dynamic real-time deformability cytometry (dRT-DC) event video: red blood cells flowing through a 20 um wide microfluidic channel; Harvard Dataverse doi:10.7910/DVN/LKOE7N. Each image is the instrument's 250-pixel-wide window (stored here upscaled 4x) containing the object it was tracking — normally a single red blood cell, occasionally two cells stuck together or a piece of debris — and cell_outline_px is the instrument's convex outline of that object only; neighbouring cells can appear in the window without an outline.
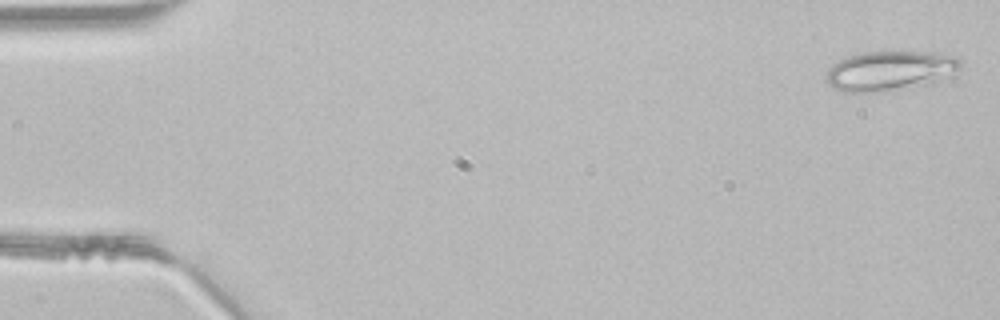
{"species": "common noctule bat (a hibernating species)", "species_latin": "Nyctalus noctula", "temperature_condition": "room temperature", "stored_images_in_passage": 46, "camera_frame_rate_fps": 3000, "um_per_image_px": 0.085, "animal": {"sex": "male", "body_mass_g": 21.5, "forearm_length_mm": 52.0}, "frame": {"image": 1, "passage_image": 1, "time_ms": 0.0, "image_size_px": [1000, 320], "cell_outline_px": [[960, 68], [952, 76], [880, 92], [844, 92], [832, 88], [824, 80], [824, 76], [828, 68], [832, 64], [848, 56], [864, 52], [892, 48], [932, 52], [952, 56], [960, 60]], "centroid_in_image_um": [75.56, 5.95], "position_along_channel_um": 9.4, "area_um2": 31.56}}
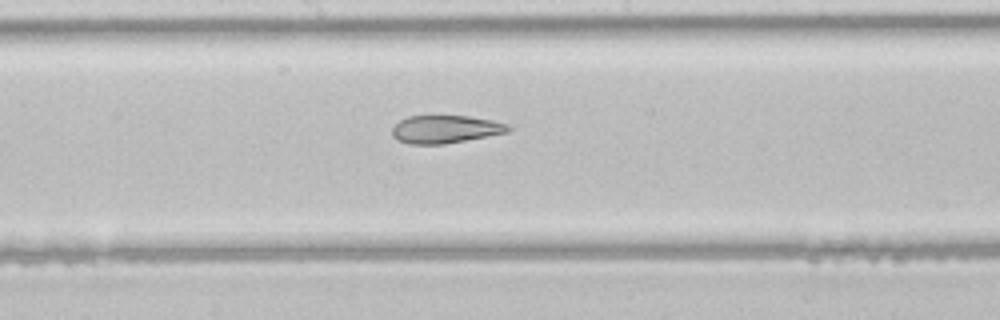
{"frame": {"image": 2, "passage_image": 24, "time_ms": 7.667, "image_size_px": [1000, 320], "cell_outline_px": [[512, 128], [508, 132], [444, 144], [408, 144], [392, 136], [392, 128], [400, 120], [408, 116], [468, 116], [492, 120], [508, 124]], "centroid_in_image_um": [37.86, 10.98], "position_along_channel_um": 210.3, "area_um2": 18.73}}
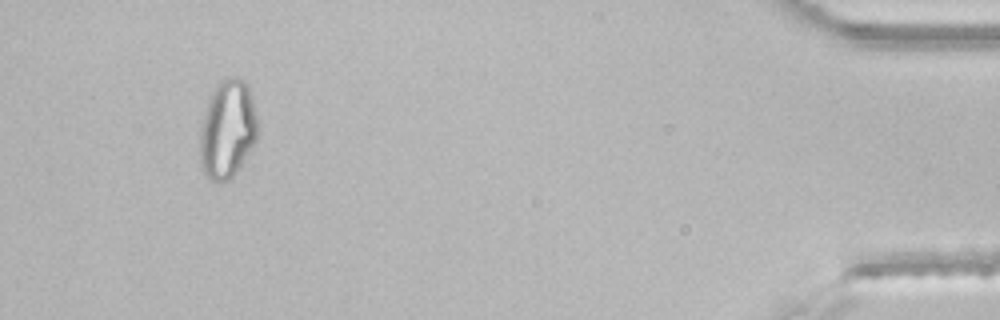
{"frame": {"image": 3, "passage_image": 43, "time_ms": 14.0, "image_size_px": [1000, 320], "cell_outline_px": [[256, 140], [236, 172], [228, 180], [220, 184], [208, 180], [204, 176], [200, 164], [200, 128], [204, 112], [208, 100], [216, 84], [220, 80], [228, 76], [232, 76], [244, 80], [248, 84], [256, 112]], "centroid_in_image_um": [19.3, 11.0], "position_along_channel_um": 415.9, "area_um2": 33.35}}